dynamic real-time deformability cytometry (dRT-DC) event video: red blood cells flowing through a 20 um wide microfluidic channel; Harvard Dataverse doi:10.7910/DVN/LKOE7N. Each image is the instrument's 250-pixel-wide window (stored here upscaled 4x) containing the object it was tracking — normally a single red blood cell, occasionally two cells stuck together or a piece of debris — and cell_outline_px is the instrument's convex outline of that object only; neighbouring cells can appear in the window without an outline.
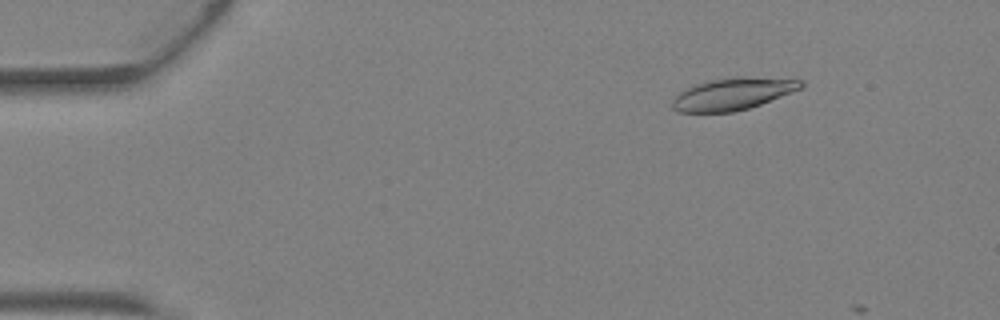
{"species": "Egyptian fruit bat (a non-hibernating species)", "species_latin": "Rousettus aegyptiacus", "temperature_condition": "warm", "stored_images_in_passage": 3, "camera_frame_rate_fps": 3000, "um_per_image_px": 0.085, "animal": {"sex": "female"}, "frame": {"image": 1, "passage_image": 2, "time_ms": 0.333, "image_size_px": [1000, 320], "cell_outline_px": [[804, 88], [760, 104], [748, 108], [732, 112], [676, 112], [672, 108], [672, 100], [680, 92], [692, 84], [704, 80], [740, 76], [744, 76], [804, 80]], "centroid_in_image_um": [62.28, 7.96], "position_along_channel_um": 22.7, "area_um2": 24.33}}